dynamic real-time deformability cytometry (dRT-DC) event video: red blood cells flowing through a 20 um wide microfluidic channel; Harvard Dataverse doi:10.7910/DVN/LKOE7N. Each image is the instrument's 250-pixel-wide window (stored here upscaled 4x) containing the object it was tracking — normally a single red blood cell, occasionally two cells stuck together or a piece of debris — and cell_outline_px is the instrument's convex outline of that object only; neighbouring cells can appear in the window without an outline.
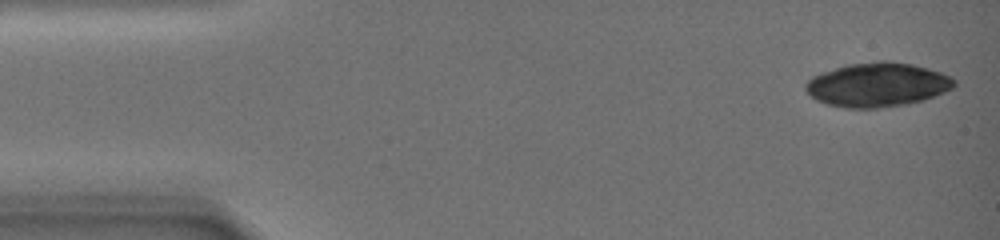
{"species": "common noctule bat (a hibernating species)", "species_latin": "Nyctalus noctula", "temperature_condition": "warm", "stored_images_in_passage": 8, "camera_frame_rate_fps": 3000, "um_per_image_px": 0.085, "animal": {"sex": "female", "body_mass_g": 19.0, "forearm_length_mm": 51.5}, "frame": {"image": 1, "passage_image": 1, "time_ms": 0.0, "image_size_px": [1000, 240], "cell_outline_px": [[956, 84], [952, 88], [944, 92], [924, 100], [908, 104], [876, 108], [848, 108], [828, 104], [816, 100], [804, 88], [804, 84], [812, 76], [820, 72], [848, 64], [876, 60], [888, 60], [912, 64], [928, 68], [952, 76], [956, 80]], "centroid_in_image_um": [74.58, 7.19], "position_along_channel_um": 10.4, "area_um2": 38.49}}